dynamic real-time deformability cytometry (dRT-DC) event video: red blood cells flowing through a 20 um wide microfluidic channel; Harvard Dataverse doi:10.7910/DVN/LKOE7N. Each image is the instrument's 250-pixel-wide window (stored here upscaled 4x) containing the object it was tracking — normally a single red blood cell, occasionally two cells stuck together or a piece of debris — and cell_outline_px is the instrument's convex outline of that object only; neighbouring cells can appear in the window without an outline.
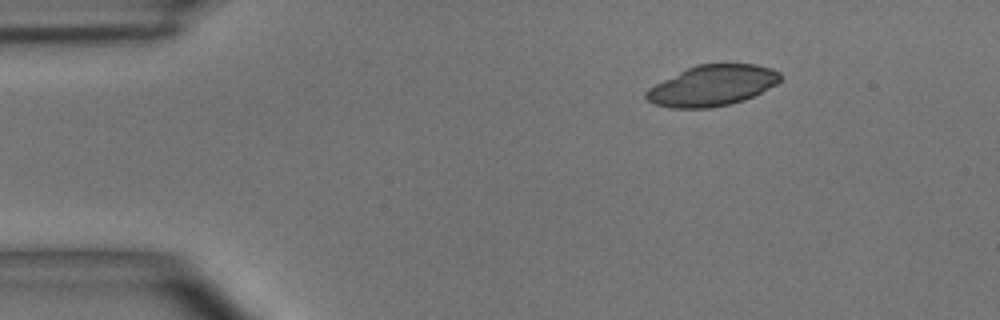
{"species": "common noctule bat (a hibernating species)", "species_latin": "Nyctalus noctula", "temperature_condition": "room temperature", "stored_images_in_passage": 3, "camera_frame_rate_fps": 3000, "um_per_image_px": 0.085, "animal": {"sex": "male", "body_mass_g": 15.6}, "frame": {"image": 1, "passage_image": 3, "time_ms": 2.333, "image_size_px": [1000, 320], "cell_outline_px": [[780, 80], [776, 84], [744, 100], [712, 108], [672, 108], [656, 104], [648, 100], [644, 96], [644, 92], [648, 88], [696, 64], [756, 64], [772, 68], [780, 72]], "centroid_in_image_um": [60.55, 7.27], "position_along_channel_um": 24.5, "area_um2": 31.5}}